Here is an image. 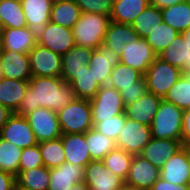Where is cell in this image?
<instances>
[{
  "mask_svg": "<svg viewBox=\"0 0 190 190\" xmlns=\"http://www.w3.org/2000/svg\"><path fill=\"white\" fill-rule=\"evenodd\" d=\"M120 62L145 74L157 55L146 39L136 37L132 42L124 43Z\"/></svg>",
  "mask_w": 190,
  "mask_h": 190,
  "instance_id": "cell-12",
  "label": "cell"
},
{
  "mask_svg": "<svg viewBox=\"0 0 190 190\" xmlns=\"http://www.w3.org/2000/svg\"><path fill=\"white\" fill-rule=\"evenodd\" d=\"M0 65L5 78L29 81L32 77L28 54L1 50Z\"/></svg>",
  "mask_w": 190,
  "mask_h": 190,
  "instance_id": "cell-18",
  "label": "cell"
},
{
  "mask_svg": "<svg viewBox=\"0 0 190 190\" xmlns=\"http://www.w3.org/2000/svg\"><path fill=\"white\" fill-rule=\"evenodd\" d=\"M151 140L150 126L126 118L125 125L116 140V147L139 155Z\"/></svg>",
  "mask_w": 190,
  "mask_h": 190,
  "instance_id": "cell-7",
  "label": "cell"
},
{
  "mask_svg": "<svg viewBox=\"0 0 190 190\" xmlns=\"http://www.w3.org/2000/svg\"><path fill=\"white\" fill-rule=\"evenodd\" d=\"M1 50H2V44H1V32H0V53H1Z\"/></svg>",
  "mask_w": 190,
  "mask_h": 190,
  "instance_id": "cell-55",
  "label": "cell"
},
{
  "mask_svg": "<svg viewBox=\"0 0 190 190\" xmlns=\"http://www.w3.org/2000/svg\"><path fill=\"white\" fill-rule=\"evenodd\" d=\"M94 49L75 45L62 56V74L64 82L71 83L75 79V74L88 64Z\"/></svg>",
  "mask_w": 190,
  "mask_h": 190,
  "instance_id": "cell-24",
  "label": "cell"
},
{
  "mask_svg": "<svg viewBox=\"0 0 190 190\" xmlns=\"http://www.w3.org/2000/svg\"><path fill=\"white\" fill-rule=\"evenodd\" d=\"M32 77H58L62 74V56L36 44L28 53Z\"/></svg>",
  "mask_w": 190,
  "mask_h": 190,
  "instance_id": "cell-10",
  "label": "cell"
},
{
  "mask_svg": "<svg viewBox=\"0 0 190 190\" xmlns=\"http://www.w3.org/2000/svg\"><path fill=\"white\" fill-rule=\"evenodd\" d=\"M180 33L165 22H161L146 38L154 53L158 56Z\"/></svg>",
  "mask_w": 190,
  "mask_h": 190,
  "instance_id": "cell-39",
  "label": "cell"
},
{
  "mask_svg": "<svg viewBox=\"0 0 190 190\" xmlns=\"http://www.w3.org/2000/svg\"><path fill=\"white\" fill-rule=\"evenodd\" d=\"M160 178V169L140 155H134L125 185L127 190H150Z\"/></svg>",
  "mask_w": 190,
  "mask_h": 190,
  "instance_id": "cell-11",
  "label": "cell"
},
{
  "mask_svg": "<svg viewBox=\"0 0 190 190\" xmlns=\"http://www.w3.org/2000/svg\"><path fill=\"white\" fill-rule=\"evenodd\" d=\"M61 138L67 162L85 168L92 161L85 133L62 134Z\"/></svg>",
  "mask_w": 190,
  "mask_h": 190,
  "instance_id": "cell-23",
  "label": "cell"
},
{
  "mask_svg": "<svg viewBox=\"0 0 190 190\" xmlns=\"http://www.w3.org/2000/svg\"><path fill=\"white\" fill-rule=\"evenodd\" d=\"M57 114L62 134L85 133L94 127L90 100L75 98Z\"/></svg>",
  "mask_w": 190,
  "mask_h": 190,
  "instance_id": "cell-4",
  "label": "cell"
},
{
  "mask_svg": "<svg viewBox=\"0 0 190 190\" xmlns=\"http://www.w3.org/2000/svg\"><path fill=\"white\" fill-rule=\"evenodd\" d=\"M38 145L43 159V165L46 168L52 169L59 167L66 161L61 137L38 143Z\"/></svg>",
  "mask_w": 190,
  "mask_h": 190,
  "instance_id": "cell-37",
  "label": "cell"
},
{
  "mask_svg": "<svg viewBox=\"0 0 190 190\" xmlns=\"http://www.w3.org/2000/svg\"><path fill=\"white\" fill-rule=\"evenodd\" d=\"M90 104L94 126L104 119L124 113L125 109L120 92L109 85L101 86Z\"/></svg>",
  "mask_w": 190,
  "mask_h": 190,
  "instance_id": "cell-6",
  "label": "cell"
},
{
  "mask_svg": "<svg viewBox=\"0 0 190 190\" xmlns=\"http://www.w3.org/2000/svg\"><path fill=\"white\" fill-rule=\"evenodd\" d=\"M69 190H89V188L85 185V183H78L73 185Z\"/></svg>",
  "mask_w": 190,
  "mask_h": 190,
  "instance_id": "cell-52",
  "label": "cell"
},
{
  "mask_svg": "<svg viewBox=\"0 0 190 190\" xmlns=\"http://www.w3.org/2000/svg\"><path fill=\"white\" fill-rule=\"evenodd\" d=\"M180 148H182L180 140L152 138L139 155L161 169L165 161Z\"/></svg>",
  "mask_w": 190,
  "mask_h": 190,
  "instance_id": "cell-20",
  "label": "cell"
},
{
  "mask_svg": "<svg viewBox=\"0 0 190 190\" xmlns=\"http://www.w3.org/2000/svg\"><path fill=\"white\" fill-rule=\"evenodd\" d=\"M22 10L26 17L27 26L33 37L38 40L50 22V13L52 9L51 0H20Z\"/></svg>",
  "mask_w": 190,
  "mask_h": 190,
  "instance_id": "cell-15",
  "label": "cell"
},
{
  "mask_svg": "<svg viewBox=\"0 0 190 190\" xmlns=\"http://www.w3.org/2000/svg\"><path fill=\"white\" fill-rule=\"evenodd\" d=\"M87 147L91 160H103L113 149L116 148V141L99 133L95 128L85 132Z\"/></svg>",
  "mask_w": 190,
  "mask_h": 190,
  "instance_id": "cell-33",
  "label": "cell"
},
{
  "mask_svg": "<svg viewBox=\"0 0 190 190\" xmlns=\"http://www.w3.org/2000/svg\"><path fill=\"white\" fill-rule=\"evenodd\" d=\"M85 168L65 161L61 166L49 169L48 190H69L73 185L84 183Z\"/></svg>",
  "mask_w": 190,
  "mask_h": 190,
  "instance_id": "cell-19",
  "label": "cell"
},
{
  "mask_svg": "<svg viewBox=\"0 0 190 190\" xmlns=\"http://www.w3.org/2000/svg\"><path fill=\"white\" fill-rule=\"evenodd\" d=\"M186 0H150V4L159 9H164L171 5L179 4Z\"/></svg>",
  "mask_w": 190,
  "mask_h": 190,
  "instance_id": "cell-50",
  "label": "cell"
},
{
  "mask_svg": "<svg viewBox=\"0 0 190 190\" xmlns=\"http://www.w3.org/2000/svg\"><path fill=\"white\" fill-rule=\"evenodd\" d=\"M120 62V57L103 44L93 50L88 61L90 71H93L95 81L100 85H108L112 69Z\"/></svg>",
  "mask_w": 190,
  "mask_h": 190,
  "instance_id": "cell-17",
  "label": "cell"
},
{
  "mask_svg": "<svg viewBox=\"0 0 190 190\" xmlns=\"http://www.w3.org/2000/svg\"><path fill=\"white\" fill-rule=\"evenodd\" d=\"M162 20L182 33L190 28V0L161 9Z\"/></svg>",
  "mask_w": 190,
  "mask_h": 190,
  "instance_id": "cell-28",
  "label": "cell"
},
{
  "mask_svg": "<svg viewBox=\"0 0 190 190\" xmlns=\"http://www.w3.org/2000/svg\"><path fill=\"white\" fill-rule=\"evenodd\" d=\"M150 190H190V185L172 184L159 178Z\"/></svg>",
  "mask_w": 190,
  "mask_h": 190,
  "instance_id": "cell-48",
  "label": "cell"
},
{
  "mask_svg": "<svg viewBox=\"0 0 190 190\" xmlns=\"http://www.w3.org/2000/svg\"><path fill=\"white\" fill-rule=\"evenodd\" d=\"M146 93L147 87L144 76L135 82V87L124 88L122 91H120L125 106L135 103Z\"/></svg>",
  "mask_w": 190,
  "mask_h": 190,
  "instance_id": "cell-45",
  "label": "cell"
},
{
  "mask_svg": "<svg viewBox=\"0 0 190 190\" xmlns=\"http://www.w3.org/2000/svg\"><path fill=\"white\" fill-rule=\"evenodd\" d=\"M181 146L190 148V109L183 111Z\"/></svg>",
  "mask_w": 190,
  "mask_h": 190,
  "instance_id": "cell-47",
  "label": "cell"
},
{
  "mask_svg": "<svg viewBox=\"0 0 190 190\" xmlns=\"http://www.w3.org/2000/svg\"><path fill=\"white\" fill-rule=\"evenodd\" d=\"M110 16L99 13H81L79 20L73 26L75 45L99 48L110 23Z\"/></svg>",
  "mask_w": 190,
  "mask_h": 190,
  "instance_id": "cell-2",
  "label": "cell"
},
{
  "mask_svg": "<svg viewBox=\"0 0 190 190\" xmlns=\"http://www.w3.org/2000/svg\"><path fill=\"white\" fill-rule=\"evenodd\" d=\"M161 9L148 5L131 24L140 38L146 39L149 32H152L162 22Z\"/></svg>",
  "mask_w": 190,
  "mask_h": 190,
  "instance_id": "cell-34",
  "label": "cell"
},
{
  "mask_svg": "<svg viewBox=\"0 0 190 190\" xmlns=\"http://www.w3.org/2000/svg\"><path fill=\"white\" fill-rule=\"evenodd\" d=\"M20 190H30V189H27V188H20Z\"/></svg>",
  "mask_w": 190,
  "mask_h": 190,
  "instance_id": "cell-56",
  "label": "cell"
},
{
  "mask_svg": "<svg viewBox=\"0 0 190 190\" xmlns=\"http://www.w3.org/2000/svg\"><path fill=\"white\" fill-rule=\"evenodd\" d=\"M81 13V9L74 0L55 3L52 4L50 21L72 29Z\"/></svg>",
  "mask_w": 190,
  "mask_h": 190,
  "instance_id": "cell-31",
  "label": "cell"
},
{
  "mask_svg": "<svg viewBox=\"0 0 190 190\" xmlns=\"http://www.w3.org/2000/svg\"><path fill=\"white\" fill-rule=\"evenodd\" d=\"M3 78V75H2V69H1V65H0V80Z\"/></svg>",
  "mask_w": 190,
  "mask_h": 190,
  "instance_id": "cell-54",
  "label": "cell"
},
{
  "mask_svg": "<svg viewBox=\"0 0 190 190\" xmlns=\"http://www.w3.org/2000/svg\"><path fill=\"white\" fill-rule=\"evenodd\" d=\"M183 37L179 34L159 55L163 61L168 62L183 71Z\"/></svg>",
  "mask_w": 190,
  "mask_h": 190,
  "instance_id": "cell-41",
  "label": "cell"
},
{
  "mask_svg": "<svg viewBox=\"0 0 190 190\" xmlns=\"http://www.w3.org/2000/svg\"><path fill=\"white\" fill-rule=\"evenodd\" d=\"M133 157L134 154L116 147L102 161L106 169L113 171L115 175L126 180Z\"/></svg>",
  "mask_w": 190,
  "mask_h": 190,
  "instance_id": "cell-36",
  "label": "cell"
},
{
  "mask_svg": "<svg viewBox=\"0 0 190 190\" xmlns=\"http://www.w3.org/2000/svg\"><path fill=\"white\" fill-rule=\"evenodd\" d=\"M49 168L41 166L28 171H19L16 176V187L30 190H48Z\"/></svg>",
  "mask_w": 190,
  "mask_h": 190,
  "instance_id": "cell-32",
  "label": "cell"
},
{
  "mask_svg": "<svg viewBox=\"0 0 190 190\" xmlns=\"http://www.w3.org/2000/svg\"><path fill=\"white\" fill-rule=\"evenodd\" d=\"M26 17L20 0H0V28H24Z\"/></svg>",
  "mask_w": 190,
  "mask_h": 190,
  "instance_id": "cell-29",
  "label": "cell"
},
{
  "mask_svg": "<svg viewBox=\"0 0 190 190\" xmlns=\"http://www.w3.org/2000/svg\"><path fill=\"white\" fill-rule=\"evenodd\" d=\"M182 76L183 71L181 69L172 66L157 56L144 74L147 92L164 99L170 88Z\"/></svg>",
  "mask_w": 190,
  "mask_h": 190,
  "instance_id": "cell-5",
  "label": "cell"
},
{
  "mask_svg": "<svg viewBox=\"0 0 190 190\" xmlns=\"http://www.w3.org/2000/svg\"><path fill=\"white\" fill-rule=\"evenodd\" d=\"M162 98L147 92L135 103L125 106L126 118L151 126L153 117L157 113Z\"/></svg>",
  "mask_w": 190,
  "mask_h": 190,
  "instance_id": "cell-21",
  "label": "cell"
},
{
  "mask_svg": "<svg viewBox=\"0 0 190 190\" xmlns=\"http://www.w3.org/2000/svg\"><path fill=\"white\" fill-rule=\"evenodd\" d=\"M43 165L39 145L24 148L20 157L19 171H28Z\"/></svg>",
  "mask_w": 190,
  "mask_h": 190,
  "instance_id": "cell-43",
  "label": "cell"
},
{
  "mask_svg": "<svg viewBox=\"0 0 190 190\" xmlns=\"http://www.w3.org/2000/svg\"><path fill=\"white\" fill-rule=\"evenodd\" d=\"M82 13H99L110 16L114 0H74Z\"/></svg>",
  "mask_w": 190,
  "mask_h": 190,
  "instance_id": "cell-44",
  "label": "cell"
},
{
  "mask_svg": "<svg viewBox=\"0 0 190 190\" xmlns=\"http://www.w3.org/2000/svg\"><path fill=\"white\" fill-rule=\"evenodd\" d=\"M2 50L28 54L37 44L30 28H0Z\"/></svg>",
  "mask_w": 190,
  "mask_h": 190,
  "instance_id": "cell-22",
  "label": "cell"
},
{
  "mask_svg": "<svg viewBox=\"0 0 190 190\" xmlns=\"http://www.w3.org/2000/svg\"><path fill=\"white\" fill-rule=\"evenodd\" d=\"M126 122L125 113L119 114L117 116L111 117L110 119H104V121L98 122L93 128H95L99 133L105 136L117 140L120 131Z\"/></svg>",
  "mask_w": 190,
  "mask_h": 190,
  "instance_id": "cell-42",
  "label": "cell"
},
{
  "mask_svg": "<svg viewBox=\"0 0 190 190\" xmlns=\"http://www.w3.org/2000/svg\"><path fill=\"white\" fill-rule=\"evenodd\" d=\"M25 118L39 143L57 139L62 135L58 114L48 108L39 107Z\"/></svg>",
  "mask_w": 190,
  "mask_h": 190,
  "instance_id": "cell-9",
  "label": "cell"
},
{
  "mask_svg": "<svg viewBox=\"0 0 190 190\" xmlns=\"http://www.w3.org/2000/svg\"><path fill=\"white\" fill-rule=\"evenodd\" d=\"M164 100L172 102L183 111L190 109V73L183 75L170 88Z\"/></svg>",
  "mask_w": 190,
  "mask_h": 190,
  "instance_id": "cell-40",
  "label": "cell"
},
{
  "mask_svg": "<svg viewBox=\"0 0 190 190\" xmlns=\"http://www.w3.org/2000/svg\"><path fill=\"white\" fill-rule=\"evenodd\" d=\"M183 110L162 99L151 123L152 138L181 140Z\"/></svg>",
  "mask_w": 190,
  "mask_h": 190,
  "instance_id": "cell-3",
  "label": "cell"
},
{
  "mask_svg": "<svg viewBox=\"0 0 190 190\" xmlns=\"http://www.w3.org/2000/svg\"><path fill=\"white\" fill-rule=\"evenodd\" d=\"M12 114L13 112L0 103V131L3 129Z\"/></svg>",
  "mask_w": 190,
  "mask_h": 190,
  "instance_id": "cell-51",
  "label": "cell"
},
{
  "mask_svg": "<svg viewBox=\"0 0 190 190\" xmlns=\"http://www.w3.org/2000/svg\"><path fill=\"white\" fill-rule=\"evenodd\" d=\"M28 86L29 81L3 77L0 80V103L11 112L16 113L25 97Z\"/></svg>",
  "mask_w": 190,
  "mask_h": 190,
  "instance_id": "cell-25",
  "label": "cell"
},
{
  "mask_svg": "<svg viewBox=\"0 0 190 190\" xmlns=\"http://www.w3.org/2000/svg\"><path fill=\"white\" fill-rule=\"evenodd\" d=\"M70 83L58 77H31L25 97L16 114L26 116L39 107L55 113L75 100Z\"/></svg>",
  "mask_w": 190,
  "mask_h": 190,
  "instance_id": "cell-1",
  "label": "cell"
},
{
  "mask_svg": "<svg viewBox=\"0 0 190 190\" xmlns=\"http://www.w3.org/2000/svg\"><path fill=\"white\" fill-rule=\"evenodd\" d=\"M160 178L179 185H190L189 148H180L160 169Z\"/></svg>",
  "mask_w": 190,
  "mask_h": 190,
  "instance_id": "cell-16",
  "label": "cell"
},
{
  "mask_svg": "<svg viewBox=\"0 0 190 190\" xmlns=\"http://www.w3.org/2000/svg\"><path fill=\"white\" fill-rule=\"evenodd\" d=\"M148 5L150 0H114L110 19L131 25Z\"/></svg>",
  "mask_w": 190,
  "mask_h": 190,
  "instance_id": "cell-27",
  "label": "cell"
},
{
  "mask_svg": "<svg viewBox=\"0 0 190 190\" xmlns=\"http://www.w3.org/2000/svg\"><path fill=\"white\" fill-rule=\"evenodd\" d=\"M53 4L71 0H51Z\"/></svg>",
  "mask_w": 190,
  "mask_h": 190,
  "instance_id": "cell-53",
  "label": "cell"
},
{
  "mask_svg": "<svg viewBox=\"0 0 190 190\" xmlns=\"http://www.w3.org/2000/svg\"><path fill=\"white\" fill-rule=\"evenodd\" d=\"M89 190H126L125 180L106 169L102 160L91 161L84 171Z\"/></svg>",
  "mask_w": 190,
  "mask_h": 190,
  "instance_id": "cell-8",
  "label": "cell"
},
{
  "mask_svg": "<svg viewBox=\"0 0 190 190\" xmlns=\"http://www.w3.org/2000/svg\"><path fill=\"white\" fill-rule=\"evenodd\" d=\"M75 97L79 99L92 100L100 90V85L95 81L93 71L88 64L75 74V79L70 83Z\"/></svg>",
  "mask_w": 190,
  "mask_h": 190,
  "instance_id": "cell-30",
  "label": "cell"
},
{
  "mask_svg": "<svg viewBox=\"0 0 190 190\" xmlns=\"http://www.w3.org/2000/svg\"><path fill=\"white\" fill-rule=\"evenodd\" d=\"M143 76L144 74L137 69L119 62L112 69L108 85L120 92L124 88L135 87V82L140 80Z\"/></svg>",
  "mask_w": 190,
  "mask_h": 190,
  "instance_id": "cell-35",
  "label": "cell"
},
{
  "mask_svg": "<svg viewBox=\"0 0 190 190\" xmlns=\"http://www.w3.org/2000/svg\"><path fill=\"white\" fill-rule=\"evenodd\" d=\"M23 149L0 138V170L15 177L19 172V162Z\"/></svg>",
  "mask_w": 190,
  "mask_h": 190,
  "instance_id": "cell-38",
  "label": "cell"
},
{
  "mask_svg": "<svg viewBox=\"0 0 190 190\" xmlns=\"http://www.w3.org/2000/svg\"><path fill=\"white\" fill-rule=\"evenodd\" d=\"M0 138L24 149L37 145L39 142L34 135L27 119L13 113L0 131Z\"/></svg>",
  "mask_w": 190,
  "mask_h": 190,
  "instance_id": "cell-13",
  "label": "cell"
},
{
  "mask_svg": "<svg viewBox=\"0 0 190 190\" xmlns=\"http://www.w3.org/2000/svg\"><path fill=\"white\" fill-rule=\"evenodd\" d=\"M183 37L182 52H183V75L190 73V28L180 33Z\"/></svg>",
  "mask_w": 190,
  "mask_h": 190,
  "instance_id": "cell-46",
  "label": "cell"
},
{
  "mask_svg": "<svg viewBox=\"0 0 190 190\" xmlns=\"http://www.w3.org/2000/svg\"><path fill=\"white\" fill-rule=\"evenodd\" d=\"M16 187V177L0 170V190H13Z\"/></svg>",
  "mask_w": 190,
  "mask_h": 190,
  "instance_id": "cell-49",
  "label": "cell"
},
{
  "mask_svg": "<svg viewBox=\"0 0 190 190\" xmlns=\"http://www.w3.org/2000/svg\"><path fill=\"white\" fill-rule=\"evenodd\" d=\"M136 37L137 34L132 25L110 21L105 33L103 45L114 51L120 57L124 43L132 42Z\"/></svg>",
  "mask_w": 190,
  "mask_h": 190,
  "instance_id": "cell-26",
  "label": "cell"
},
{
  "mask_svg": "<svg viewBox=\"0 0 190 190\" xmlns=\"http://www.w3.org/2000/svg\"><path fill=\"white\" fill-rule=\"evenodd\" d=\"M37 44L63 56L75 46L73 30L48 22Z\"/></svg>",
  "mask_w": 190,
  "mask_h": 190,
  "instance_id": "cell-14",
  "label": "cell"
}]
</instances>
